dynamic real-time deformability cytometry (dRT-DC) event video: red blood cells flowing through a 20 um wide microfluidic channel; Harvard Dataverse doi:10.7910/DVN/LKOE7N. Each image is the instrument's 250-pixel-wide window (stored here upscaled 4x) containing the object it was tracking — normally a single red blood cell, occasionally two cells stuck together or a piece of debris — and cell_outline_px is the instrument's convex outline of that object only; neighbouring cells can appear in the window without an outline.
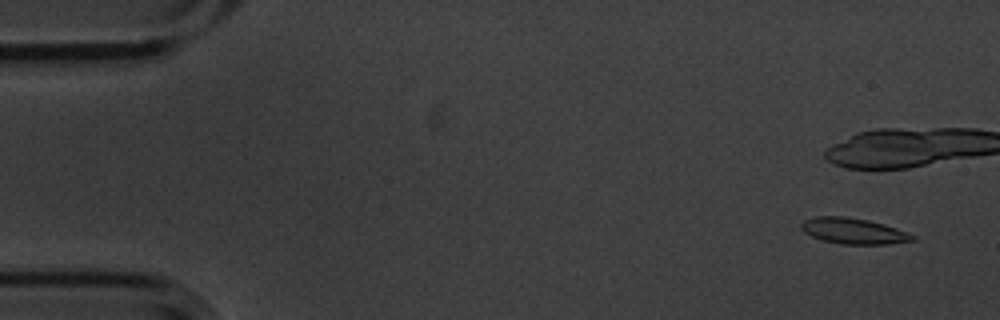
{"species": "common noctule bat (a hibernating species)", "species_latin": "Nyctalus noctula", "temperature_condition": "cold", "stored_images_in_passage": 5, "camera_frame_rate_fps": 3000, "um_per_image_px": 0.085, "animal": {"sex": "male", "body_mass_g": 20.1, "forearm_length_mm": 53.5}, "frame": {"image": 1, "passage_image": 1, "time_ms": 0.0, "image_size_px": [1000, 320], "cell_outline_px": [[916, 240], [888, 244], [840, 244], [824, 240], [812, 236], [804, 232], [800, 228], [800, 224], [804, 220], [816, 216], [844, 216], [868, 220], [884, 224], [908, 232], [916, 236]], "centroid_in_image_um": [72.56, 19.63], "position_along_channel_um": 12.4, "area_um2": 16.82}}